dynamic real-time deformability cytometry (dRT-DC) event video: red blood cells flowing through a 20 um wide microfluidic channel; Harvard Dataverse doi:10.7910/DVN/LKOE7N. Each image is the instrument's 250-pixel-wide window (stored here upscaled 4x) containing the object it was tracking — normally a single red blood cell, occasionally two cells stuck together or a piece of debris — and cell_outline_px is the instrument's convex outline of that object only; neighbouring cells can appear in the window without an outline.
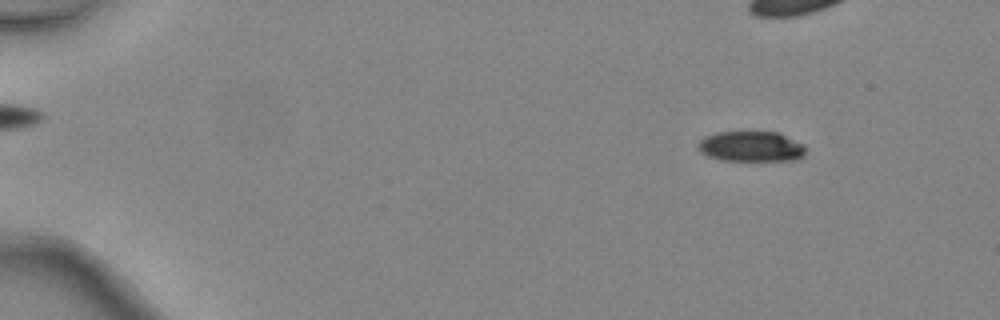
{"species": "common noctule bat (a hibernating species)", "species_latin": "Nyctalus noctula", "temperature_condition": "warm", "stored_images_in_passage": 4, "camera_frame_rate_fps": 3000, "um_per_image_px": 0.085, "animal": {"sex": "female", "body_mass_g": 24.6, "forearm_length_mm": 56.2}, "frame": {"image": 1, "passage_image": 1, "time_ms": 0.0, "image_size_px": [1000, 320], "cell_outline_px": [[804, 156], [796, 160], [720, 160], [708, 156], [700, 152], [700, 140], [704, 136], [716, 132], [780, 132], [804, 144]], "centroid_in_image_um": [63.87, 12.44], "position_along_channel_um": 21.1, "area_um2": 19.02}}